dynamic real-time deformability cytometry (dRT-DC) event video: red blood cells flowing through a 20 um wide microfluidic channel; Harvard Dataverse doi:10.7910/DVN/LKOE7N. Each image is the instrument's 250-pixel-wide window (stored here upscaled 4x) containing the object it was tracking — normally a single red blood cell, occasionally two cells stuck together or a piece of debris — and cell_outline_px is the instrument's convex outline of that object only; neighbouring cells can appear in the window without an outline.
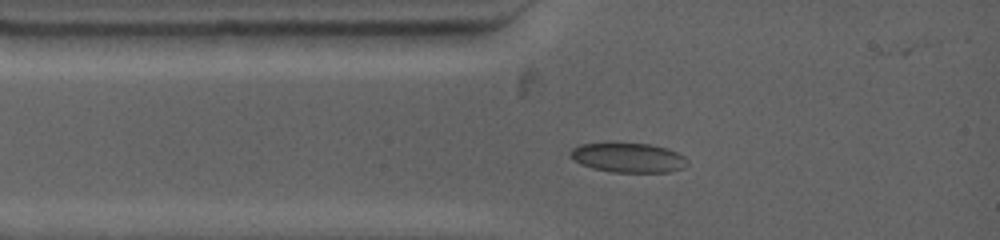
{"species": "common noctule bat (a hibernating species)", "species_latin": "Nyctalus noctula", "temperature_condition": "warm", "stored_images_in_passage": 17, "camera_frame_rate_fps": 4500, "um_per_image_px": 0.085, "animal": {"sex": "female", "body_mass_g": 19.0, "forearm_length_mm": 53.3}, "frame": {"image": 1, "passage_image": 1, "time_ms": 0.0, "image_size_px": [1000, 240], "cell_outline_px": [[688, 164], [684, 168], [668, 172], [612, 172], [592, 168], [580, 164], [572, 160], [568, 156], [568, 152], [572, 148], [580, 144], [612, 140], [652, 144], [668, 148], [684, 156], [688, 160]], "centroid_in_image_um": [53.33, 13.35], "position_along_channel_um": 31.7, "area_um2": 21.27}}
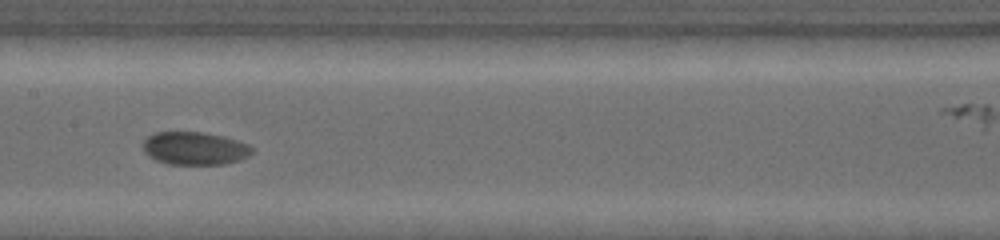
{"frame": {"image": 2, "passage_image": 5, "time_ms": 4.444, "image_size_px": [1000, 240], "cell_outline_px": [[252, 152], [248, 156], [224, 164], [168, 164], [156, 160], [148, 156], [144, 152], [144, 140], [148, 136], [156, 132], [200, 132], [224, 136], [248, 144], [252, 148]], "centroid_in_image_um": [16.52, 12.61], "position_along_channel_um": 190.9, "area_um2": 20.75}}
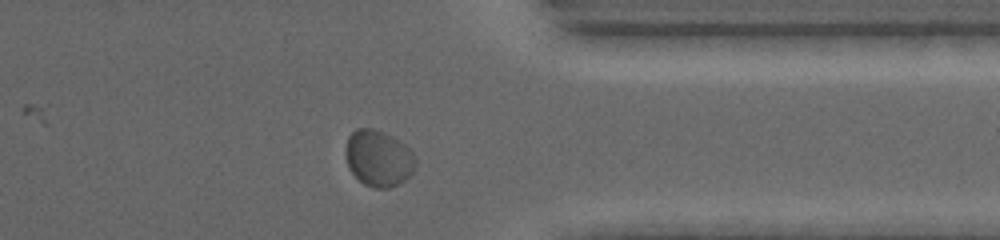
{"frame": {"image": 3, "passage_image": 12, "time_ms": 9.778, "image_size_px": [1000, 240], "cell_outline_px": [[416, 164], [412, 172], [404, 180], [388, 188], [372, 188], [364, 184], [348, 168], [344, 156], [344, 148], [348, 136], [356, 128], [372, 128], [384, 132], [392, 136], [404, 144], [416, 156]], "centroid_in_image_um": [32.13, 13.44], "position_along_channel_um": 379.3, "area_um2": 23.12}, "authors_computed_cell_mechanics": {"area_um2": 21.2704, "velocity_mm_per_s": 3.6615, "shape_relaxation_time_tau1_ms": 2.0514, "shape_relaxation_time_tau2_ms": null, "deformation_change_tau1": 0.0648, "deformation_change_tau2": null}}